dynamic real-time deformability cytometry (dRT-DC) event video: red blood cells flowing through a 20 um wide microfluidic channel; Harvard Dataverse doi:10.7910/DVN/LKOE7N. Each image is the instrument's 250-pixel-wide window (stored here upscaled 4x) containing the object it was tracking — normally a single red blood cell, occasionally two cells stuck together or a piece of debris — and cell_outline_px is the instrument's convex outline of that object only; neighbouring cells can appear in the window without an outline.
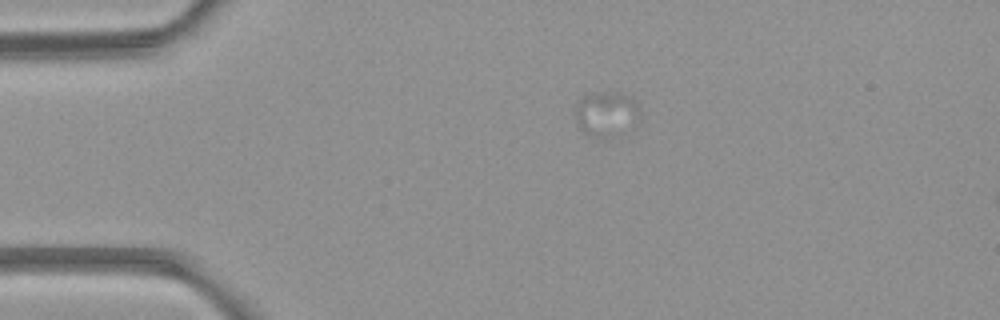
{"species": "common noctule bat (a hibernating species)", "species_latin": "Nyctalus noctula", "temperature_condition": "room temperature", "stored_images_in_passage": 5, "camera_frame_rate_fps": 3000, "um_per_image_px": 0.085, "animal": {"sex": "female", "body_mass_g": 21.9}, "frame": {"image": 1, "passage_image": 5, "time_ms": 5.667, "image_size_px": [1000, 320], "cell_outline_px": [[640, 116], [604, 140], [584, 132], [580, 128], [576, 120], [576, 104], [584, 96], [600, 92], [620, 92], [628, 96], [636, 104], [640, 112]], "centroid_in_image_um": [51.46, 9.64], "position_along_channel_um": 33.5, "area_um2": 16.01}}